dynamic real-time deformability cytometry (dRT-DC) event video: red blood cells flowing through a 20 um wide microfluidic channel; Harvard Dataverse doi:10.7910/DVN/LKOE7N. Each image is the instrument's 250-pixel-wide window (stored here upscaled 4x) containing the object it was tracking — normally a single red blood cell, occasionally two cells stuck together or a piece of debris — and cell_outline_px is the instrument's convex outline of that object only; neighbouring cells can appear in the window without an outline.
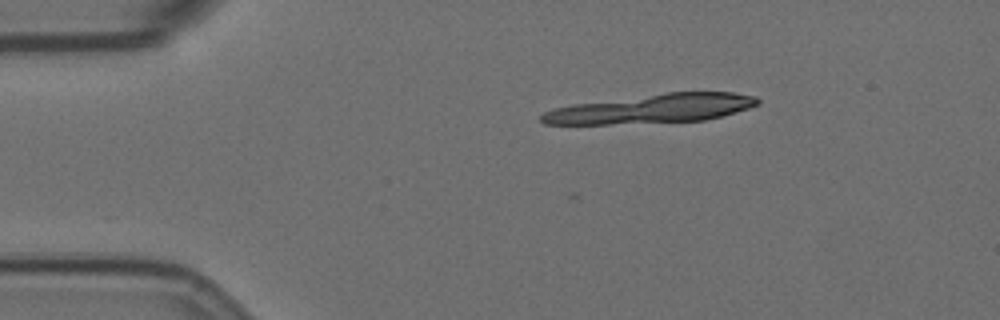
{"species": "Egyptian fruit bat (a non-hibernating species)", "species_latin": "Rousettus aegyptiacus", "temperature_condition": "room temperature", "stored_images_in_passage": 2, "camera_frame_rate_fps": 3000, "um_per_image_px": 0.085, "animal": {"sex": "female"}, "frame": {"image": 1, "passage_image": 2, "time_ms": 0.333, "image_size_px": [1000, 320], "cell_outline_px": [[760, 104], [736, 112], [704, 120], [608, 124], [544, 124], [540, 120], [540, 116], [544, 112], [556, 108], [572, 104], [664, 92], [732, 92], [756, 96], [760, 100]], "centroid_in_image_um": [55.41, 9.22], "position_along_channel_um": 29.6, "area_um2": 36.47}}